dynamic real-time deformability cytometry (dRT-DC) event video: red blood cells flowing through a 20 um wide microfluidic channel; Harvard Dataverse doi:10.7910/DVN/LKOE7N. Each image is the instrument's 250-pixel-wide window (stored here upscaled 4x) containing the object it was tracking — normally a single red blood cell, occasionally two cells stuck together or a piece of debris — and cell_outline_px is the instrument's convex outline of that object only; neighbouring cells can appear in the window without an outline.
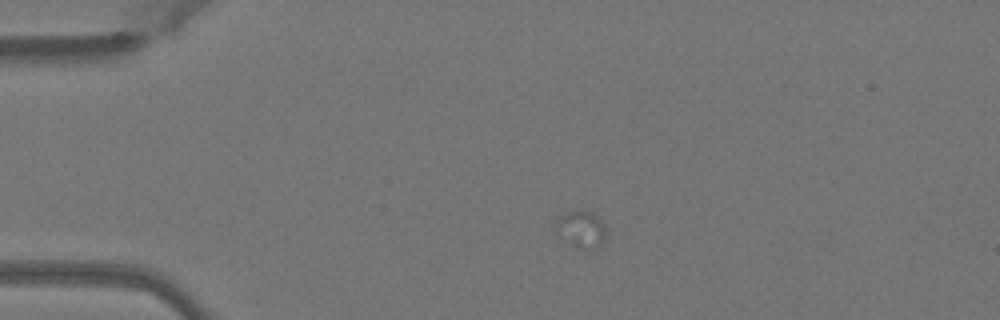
{"species": "Egyptian fruit bat (a non-hibernating species)", "species_latin": "Rousettus aegyptiacus", "temperature_condition": "warm", "stored_images_in_passage": 1, "camera_frame_rate_fps": 3000, "um_per_image_px": 0.085, "animal": {"sex": "female"}, "frame": {"image": 1, "passage_image": 1, "time_ms": 0.0, "image_size_px": [1000, 320], "cell_outline_px": [[608, 236], [600, 244], [572, 244], [556, 236], [552, 232], [556, 220], [560, 216], [568, 212], [592, 212], [608, 228]], "centroid_in_image_um": [49.35, 19.42], "position_along_channel_um": 35.7, "area_um2": 10.35}}